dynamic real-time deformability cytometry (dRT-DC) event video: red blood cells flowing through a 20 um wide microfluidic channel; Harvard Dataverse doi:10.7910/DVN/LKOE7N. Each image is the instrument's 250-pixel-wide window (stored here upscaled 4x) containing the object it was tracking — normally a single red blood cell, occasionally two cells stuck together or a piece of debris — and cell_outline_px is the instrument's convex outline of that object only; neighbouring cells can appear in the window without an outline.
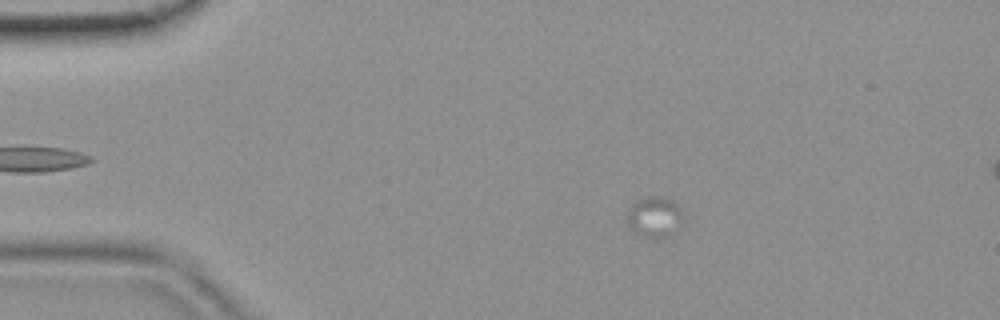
{"species": "common noctule bat (a hibernating species)", "species_latin": "Nyctalus noctula", "temperature_condition": "room temperature", "stored_images_in_passage": 17, "camera_frame_rate_fps": 3000, "um_per_image_px": 0.085, "animal": {"sex": "female", "body_mass_g": 19.9}, "frame": {"image": 1, "passage_image": 10, "time_ms": 3.0, "image_size_px": [1000, 320], "cell_outline_px": [[684, 216], [672, 236], [652, 240], [640, 236], [632, 228], [628, 220], [628, 212], [632, 204], [636, 200], [648, 196], [660, 196], [672, 200], [680, 208]], "centroid_in_image_um": [55.66, 18.46], "position_along_channel_um": 29.3, "area_um2": 13.41}}